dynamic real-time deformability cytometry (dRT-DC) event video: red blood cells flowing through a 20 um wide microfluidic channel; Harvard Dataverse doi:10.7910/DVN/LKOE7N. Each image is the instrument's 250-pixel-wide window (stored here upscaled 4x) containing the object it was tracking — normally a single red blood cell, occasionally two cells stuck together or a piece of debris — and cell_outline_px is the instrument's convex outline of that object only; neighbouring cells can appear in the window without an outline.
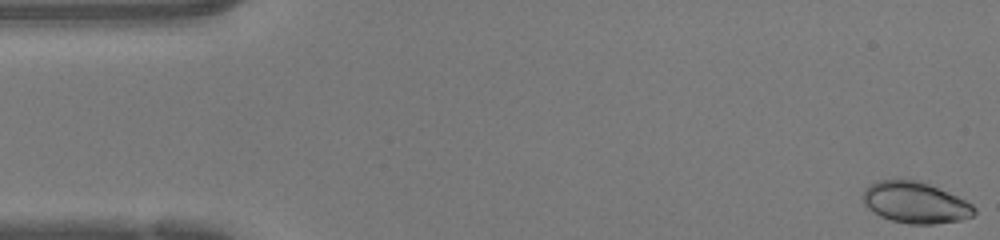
{"species": "human", "species_latin": "Homo sapiens", "temperature_condition": "warm", "stored_images_in_passage": 47, "camera_frame_rate_fps": 3000, "um_per_image_px": 0.085, "donor": {"sex": "female"}, "frame": {"image": 1, "passage_image": 1, "time_ms": 0.0, "image_size_px": [1000, 240], "cell_outline_px": [[976, 212], [972, 216], [960, 220], [932, 224], [908, 224], [892, 220], [880, 216], [868, 208], [864, 204], [864, 188], [876, 180], [920, 180], [956, 196], [972, 204], [976, 208]], "centroid_in_image_um": [77.79, 17.22], "position_along_channel_um": 7.2, "area_um2": 26.59}}
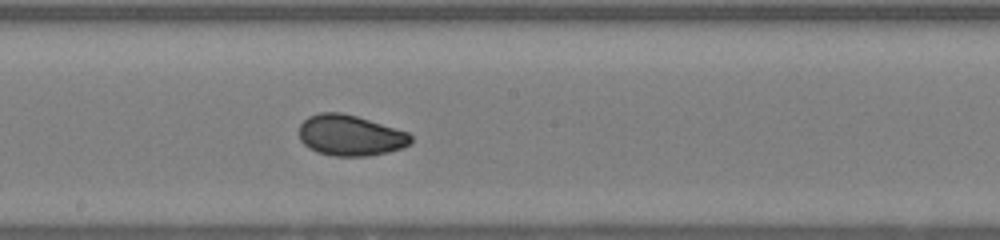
{"frame": {"image": 2, "passage_image": 25, "time_ms": 8.0, "image_size_px": [1000, 240], "cell_outline_px": [[412, 144], [404, 148], [388, 152], [368, 156], [332, 156], [316, 152], [308, 148], [300, 140], [300, 124], [308, 116], [320, 112], [340, 112], [356, 116], [408, 132], [412, 136]], "centroid_in_image_um": [29.78, 11.52], "position_along_channel_um": 218.4, "area_um2": 26.76}}
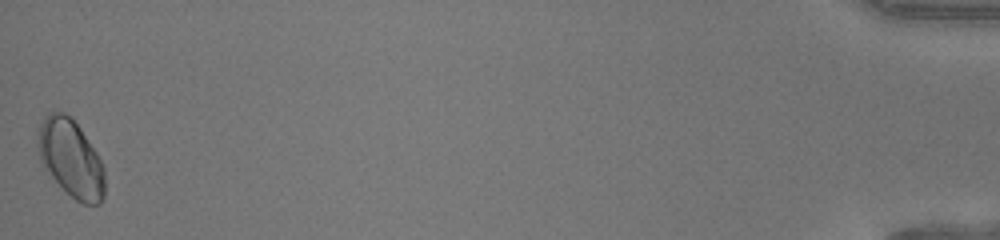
{"frame": {"image": 3, "passage_image": 47, "time_ms": 15.333, "image_size_px": [1000, 240], "cell_outline_px": [[104, 196], [100, 204], [84, 204], [76, 200], [44, 168], [40, 160], [36, 144], [36, 132], [44, 116], [48, 112], [64, 112], [72, 116], [96, 152], [104, 168]], "centroid_in_image_um": [5.99, 13.41], "position_along_channel_um": 429.2, "area_um2": 30.23}, "authors_computed_cell_mechanics": {"area_um2": 26.7614, "velocity_mm_per_s": 4.3164, "shape_relaxation_time_tau1_ms": 4.0747, "shape_relaxation_time_tau2_ms": 0.9842, "deformation_change_tau1": 0.1076, "deformation_change_tau2": 0.0364}}